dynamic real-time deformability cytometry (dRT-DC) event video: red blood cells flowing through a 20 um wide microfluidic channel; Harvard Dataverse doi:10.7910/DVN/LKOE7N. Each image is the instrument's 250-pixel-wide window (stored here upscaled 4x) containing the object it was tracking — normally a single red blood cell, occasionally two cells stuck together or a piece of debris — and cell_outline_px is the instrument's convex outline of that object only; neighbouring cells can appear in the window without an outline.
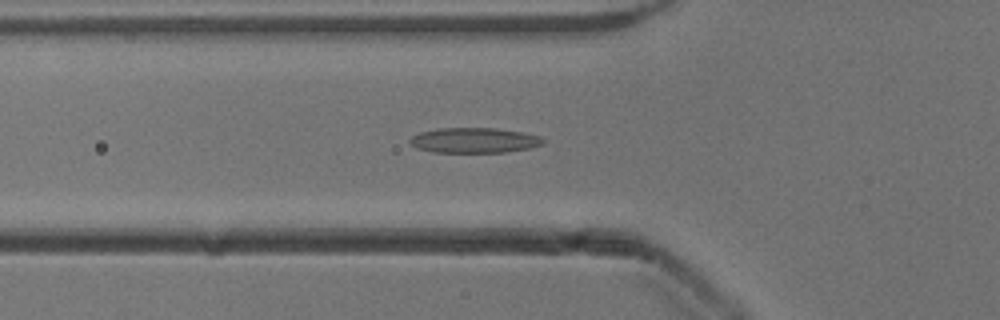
{"species": "common noctule bat (a hibernating species)", "species_latin": "Nyctalus noctula", "temperature_condition": "cold", "stored_images_in_passage": 52, "camera_frame_rate_fps": 3000, "um_per_image_px": 0.085, "animal": {"sex": "male", "body_mass_g": 13.3}, "frame": {"image": 1, "passage_image": 18, "time_ms": 5.667, "image_size_px": [1000, 320], "cell_outline_px": [[544, 144], [532, 148], [504, 152], [432, 152], [416, 148], [408, 140], [412, 136], [420, 132], [436, 128], [496, 128], [524, 132], [540, 136], [544, 140]], "centroid_in_image_um": [40.32, 11.92], "position_along_channel_um": 85.5, "area_um2": 19.71}}
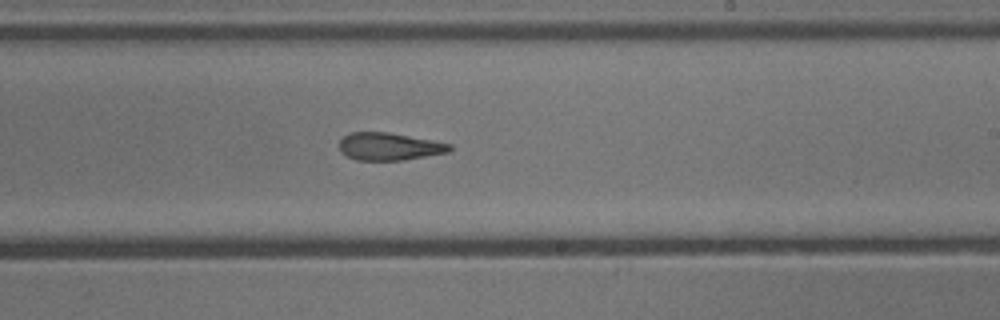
{"frame": {"image": 2, "passage_image": 31, "time_ms": 10.0, "image_size_px": [1000, 320], "cell_outline_px": [[452, 148], [448, 152], [404, 160], [356, 160], [340, 152], [340, 140], [344, 136], [352, 132], [388, 132], [432, 140], [452, 144]], "centroid_in_image_um": [33.09, 12.45], "position_along_channel_um": 255.9, "area_um2": 17.63}}
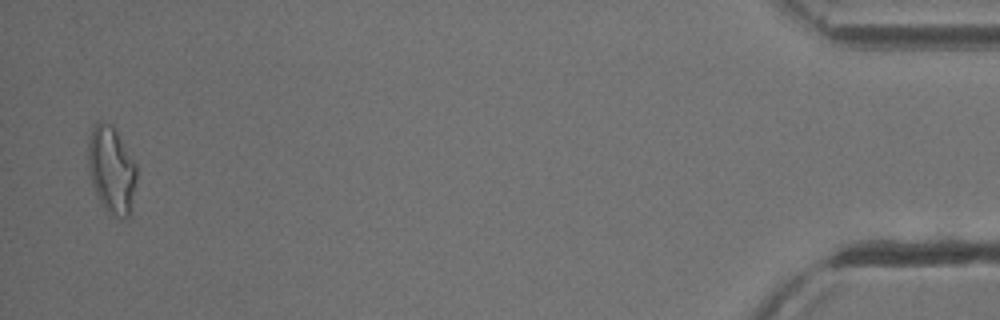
{"frame": {"image": 3, "passage_image": 51, "time_ms": 16.667, "image_size_px": [1000, 320], "cell_outline_px": [[136, 180], [132, 212], [124, 220], [120, 220], [108, 216], [96, 196], [92, 184], [88, 164], [88, 144], [92, 128], [96, 120], [100, 120], [112, 124], [136, 164]], "centroid_in_image_um": [9.48, 14.51], "position_along_channel_um": 425.7, "area_um2": 25.26}, "authors_computed_cell_mechanics": {"area_um2": 19.4786, "velocity_mm_per_s": 3.9112, "shape_relaxation_time_tau1_ms": 8.6841, "shape_relaxation_time_tau2_ms": 3.4283, "deformation_change_tau1": 0.2076, "deformation_change_tau2": 0.1401}}